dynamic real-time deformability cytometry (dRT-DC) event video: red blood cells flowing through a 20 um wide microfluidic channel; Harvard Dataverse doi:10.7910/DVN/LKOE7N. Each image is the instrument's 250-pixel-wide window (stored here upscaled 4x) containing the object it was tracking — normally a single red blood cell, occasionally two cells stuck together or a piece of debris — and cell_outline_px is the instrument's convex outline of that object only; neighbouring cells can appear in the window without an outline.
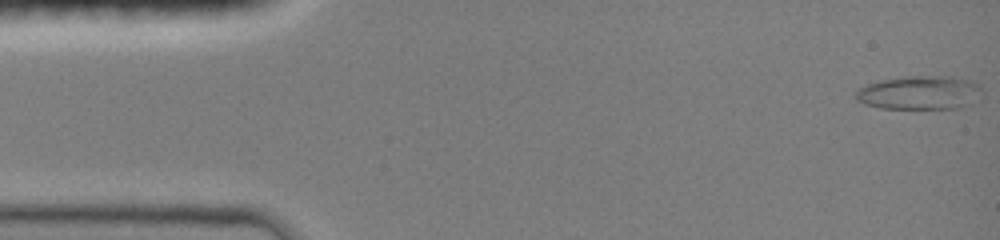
{"species": "common noctule bat (a hibernating species)", "species_latin": "Nyctalus noctula", "temperature_condition": "room temperature", "stored_images_in_passage": 47, "camera_frame_rate_fps": 3000, "um_per_image_px": 0.085, "animal": {"sex": "female", "body_mass_g": 19.0, "forearm_length_mm": 51.5}, "frame": {"image": 1, "passage_image": 1, "time_ms": 0.0, "image_size_px": [1000, 240], "cell_outline_px": [[980, 100], [972, 104], [960, 108], [880, 108], [864, 104], [856, 100], [856, 88], [880, 80], [908, 76], [952, 76], [972, 80], [980, 84]], "centroid_in_image_um": [78.21, 7.87], "position_along_channel_um": 6.8, "area_um2": 25.14}}
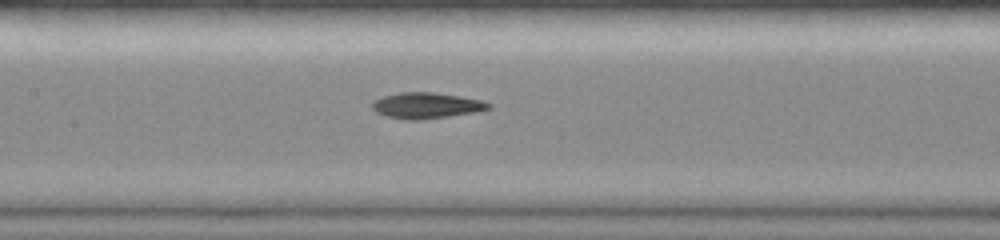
{"frame": {"image": 2, "passage_image": 22, "time_ms": 7.0, "image_size_px": [1000, 240], "cell_outline_px": [[492, 108], [476, 112], [420, 120], [404, 120], [388, 116], [376, 112], [372, 108], [372, 104], [376, 100], [384, 96], [400, 92], [432, 92], [460, 96], [480, 100], [492, 104]], "centroid_in_image_um": [36.27, 8.97], "position_along_channel_um": 171.1, "area_um2": 17.46}}
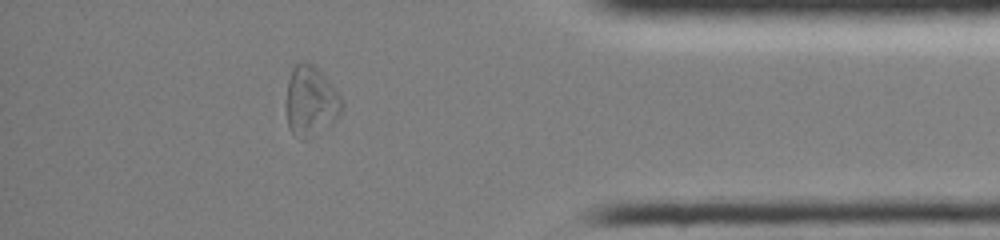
{"frame": {"image": 3, "passage_image": 41, "time_ms": 13.333, "image_size_px": [1000, 240], "cell_outline_px": [[344, 112], [308, 140], [300, 140], [288, 128], [288, 80], [292, 68], [296, 64], [304, 60], [312, 64], [332, 84], [344, 100]], "centroid_in_image_um": [26.45, 8.61], "position_along_channel_um": 408.7, "area_um2": 22.6}, "authors_computed_cell_mechanics": {"area_um2": 18.3804, "velocity_mm_per_s": 4.0577, "shape_relaxation_time_tau1_ms": 5.273, "shape_relaxation_time_tau2_ms": 4.0365, "deformation_change_tau1": 0.1711, "deformation_change_tau2": 0.1089}}